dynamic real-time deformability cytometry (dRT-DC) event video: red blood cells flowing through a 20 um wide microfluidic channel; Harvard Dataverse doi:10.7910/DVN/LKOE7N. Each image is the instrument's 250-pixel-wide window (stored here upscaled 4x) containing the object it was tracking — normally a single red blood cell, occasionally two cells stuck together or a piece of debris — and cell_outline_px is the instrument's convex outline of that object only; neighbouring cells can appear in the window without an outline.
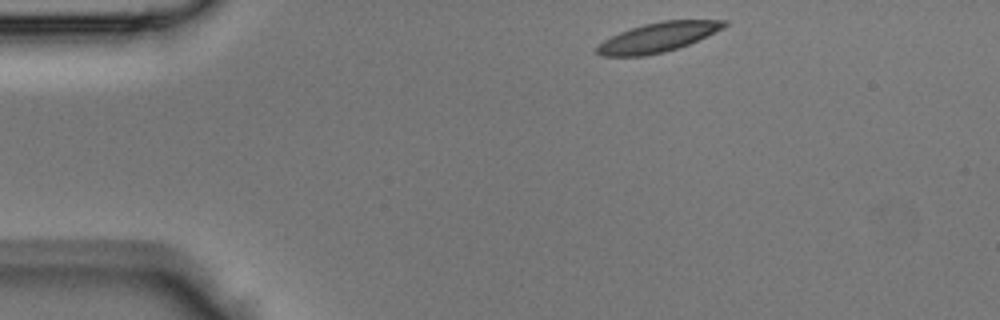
{"species": "Egyptian fruit bat (a non-hibernating species)", "species_latin": "Rousettus aegyptiacus", "temperature_condition": "room temperature", "stored_images_in_passage": 37, "camera_frame_rate_fps": 3000, "um_per_image_px": 0.085, "animal": {"sex": "male"}, "frame": {"image": 1, "passage_image": 1, "time_ms": 0.0, "image_size_px": [1000, 320], "cell_outline_px": [[728, 24], [688, 44], [664, 52], [644, 56], [600, 56], [596, 52], [596, 48], [604, 40], [620, 32], [644, 24], [664, 20], [728, 20]], "centroid_in_image_um": [55.87, 3.17], "position_along_channel_um": 29.1, "area_um2": 21.33}}
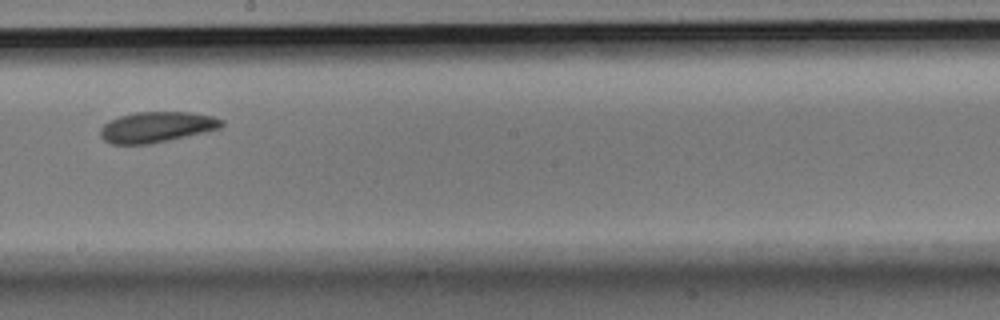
{"frame": {"image": 2, "passage_image": 18, "time_ms": 5.667, "image_size_px": [1000, 320], "cell_outline_px": [[224, 124], [220, 128], [204, 132], [168, 140], [148, 144], [112, 144], [104, 140], [100, 136], [100, 128], [104, 124], [120, 116], [136, 112], [192, 112], [212, 116], [224, 120]], "centroid_in_image_um": [13.32, 10.79], "position_along_channel_um": 234.9, "area_um2": 21.5}}
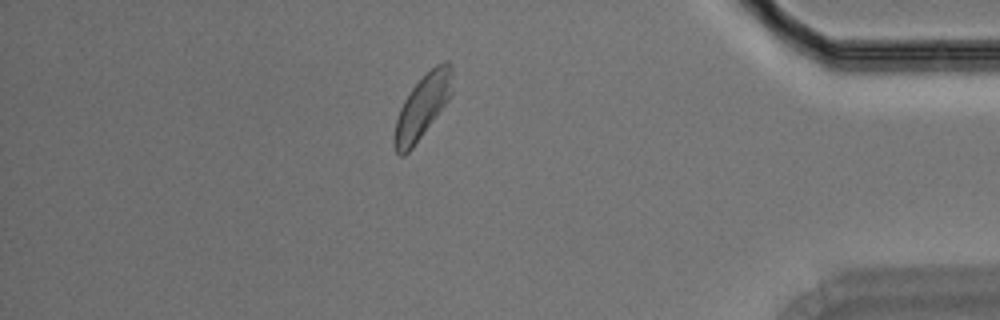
{"frame": {"image": 3, "passage_image": 31, "time_ms": 10.0, "image_size_px": [1000, 320], "cell_outline_px": [[452, 96], [412, 148], [404, 156], [400, 156], [396, 152], [392, 144], [396, 120], [400, 108], [404, 100], [412, 88], [436, 64], [444, 60], [448, 60], [452, 64]], "centroid_in_image_um": [35.91, 9.06], "position_along_channel_um": 399.3, "area_um2": 21.44}}